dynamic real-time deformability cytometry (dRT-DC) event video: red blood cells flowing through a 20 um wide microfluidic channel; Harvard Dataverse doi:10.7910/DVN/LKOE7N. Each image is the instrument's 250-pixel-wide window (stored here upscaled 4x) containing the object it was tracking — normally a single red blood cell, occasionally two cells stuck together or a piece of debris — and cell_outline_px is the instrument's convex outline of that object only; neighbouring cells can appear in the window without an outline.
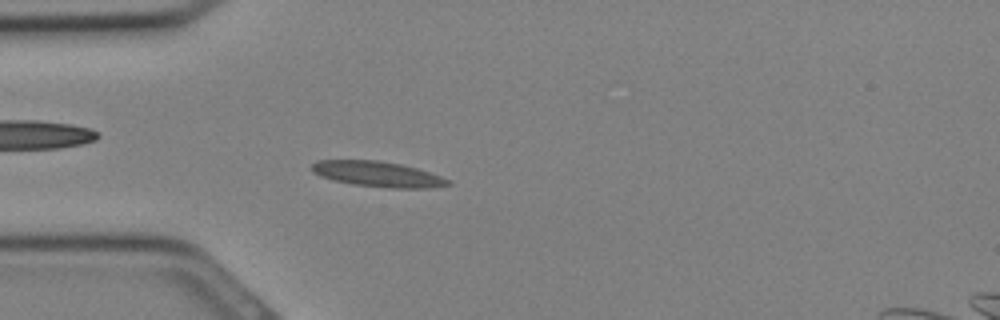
{"species": "Egyptian fruit bat (a non-hibernating species)", "species_latin": "Rousettus aegyptiacus", "temperature_condition": "cold", "stored_images_in_passage": 31, "camera_frame_rate_fps": 3000, "um_per_image_px": 0.085, "animal": {"sex": "female"}, "frame": {"image": 1, "passage_image": 8, "time_ms": 2.333, "image_size_px": [1000, 320], "cell_outline_px": [[452, 184], [428, 188], [392, 188], [356, 184], [336, 180], [320, 176], [312, 172], [312, 164], [316, 160], [380, 160], [400, 164], [416, 168], [452, 180]], "centroid_in_image_um": [32.12, 14.79], "position_along_channel_um": 52.9, "area_um2": 19.94}}
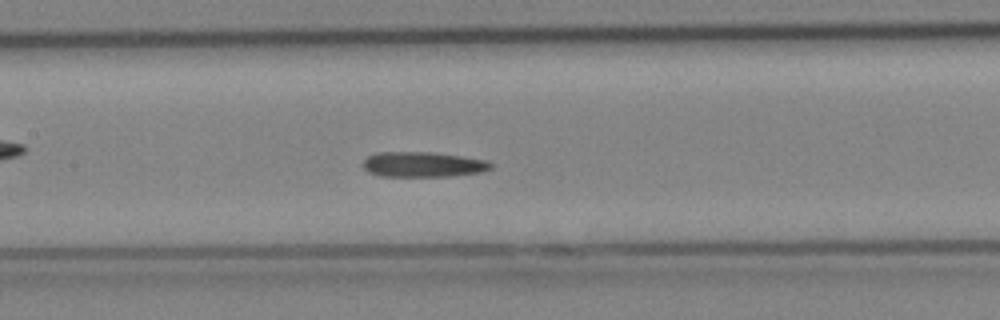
{"frame": {"image": 2, "passage_image": 14, "time_ms": 4.333, "image_size_px": [1000, 320], "cell_outline_px": [[492, 168], [480, 172], [448, 176], [380, 176], [368, 172], [364, 168], [364, 160], [368, 156], [376, 152], [428, 152], [460, 156], [488, 160], [492, 164]], "centroid_in_image_um": [35.94, 13.97], "position_along_channel_um": 171.5, "area_um2": 18.61}}
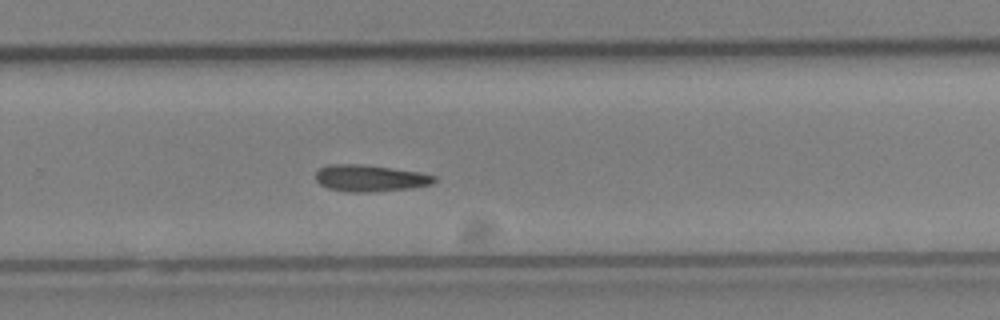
{"frame": {"image": 3, "passage_image": 20, "time_ms": 6.333, "image_size_px": [1000, 320], "cell_outline_px": [[436, 180], [432, 184], [408, 188], [372, 192], [348, 192], [328, 188], [320, 184], [316, 180], [316, 172], [320, 168], [328, 164], [360, 164], [420, 172], [436, 176]], "centroid_in_image_um": [31.43, 15.14], "position_along_channel_um": 298.4, "area_um2": 18.32}}